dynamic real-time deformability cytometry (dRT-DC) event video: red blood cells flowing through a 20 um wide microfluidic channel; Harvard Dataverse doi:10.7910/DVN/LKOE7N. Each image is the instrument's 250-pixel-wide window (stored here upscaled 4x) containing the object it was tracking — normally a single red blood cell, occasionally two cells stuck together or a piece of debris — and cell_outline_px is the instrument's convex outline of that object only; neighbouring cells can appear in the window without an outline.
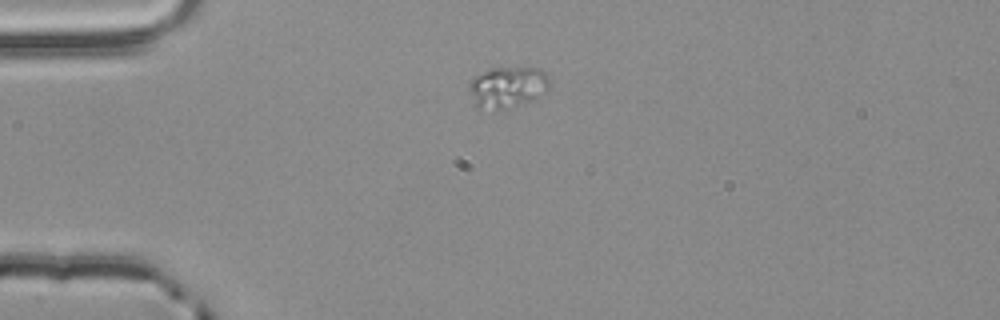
{"species": "common noctule bat (a hibernating species)", "species_latin": "Nyctalus noctula", "temperature_condition": "room temperature", "stored_images_in_passage": 5, "segment_of_instrument_passage": [2, 2], "camera_frame_rate_fps": 3000, "um_per_image_px": 0.085, "animal": {"sex": "male", "body_mass_g": 20.4}, "frame": {"image": 1, "passage_image": 5, "time_ms": 1.333, "image_size_px": [1000, 320], "cell_outline_px": [[548, 88], [544, 92], [528, 100], [516, 104], [500, 108], [480, 108], [476, 104], [468, 88], [468, 84], [476, 76], [492, 68], [540, 68], [548, 76]], "centroid_in_image_um": [43.13, 7.36], "position_along_channel_um": 41.9, "area_um2": 18.32}}